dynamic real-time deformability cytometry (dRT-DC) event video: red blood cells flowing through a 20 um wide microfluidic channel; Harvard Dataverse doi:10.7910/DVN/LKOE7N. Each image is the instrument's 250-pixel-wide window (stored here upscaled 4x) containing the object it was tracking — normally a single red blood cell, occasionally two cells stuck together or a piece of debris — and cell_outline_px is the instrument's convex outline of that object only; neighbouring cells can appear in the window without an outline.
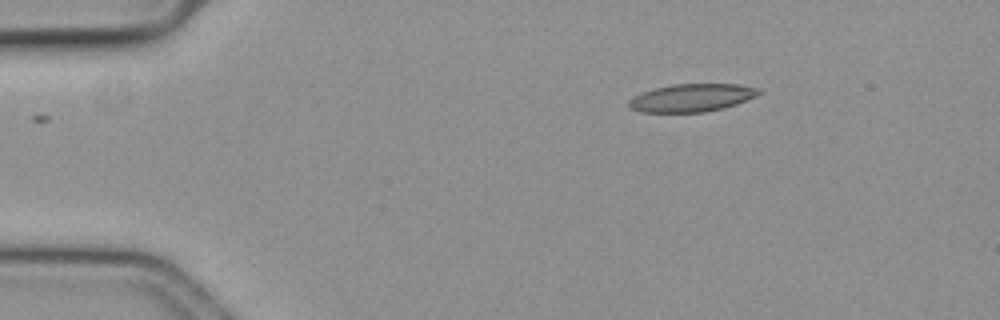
{"species": "common noctule bat (a hibernating species)", "species_latin": "Nyctalus noctula", "temperature_condition": "cold", "stored_images_in_passage": 50, "camera_frame_rate_fps": 3000, "um_per_image_px": 0.085, "animal": {"sex": "female", "body_mass_g": 19.3, "forearm_length_mm": 54.1}, "frame": {"image": 1, "passage_image": 1, "time_ms": 0.0, "image_size_px": [1000, 320], "cell_outline_px": [[764, 92], [756, 96], [736, 104], [724, 108], [704, 112], [640, 112], [632, 108], [628, 104], [628, 100], [644, 92], [656, 88], [672, 84], [736, 84], [760, 88]], "centroid_in_image_um": [58.86, 8.31], "position_along_channel_um": 26.1, "area_um2": 20.98}}
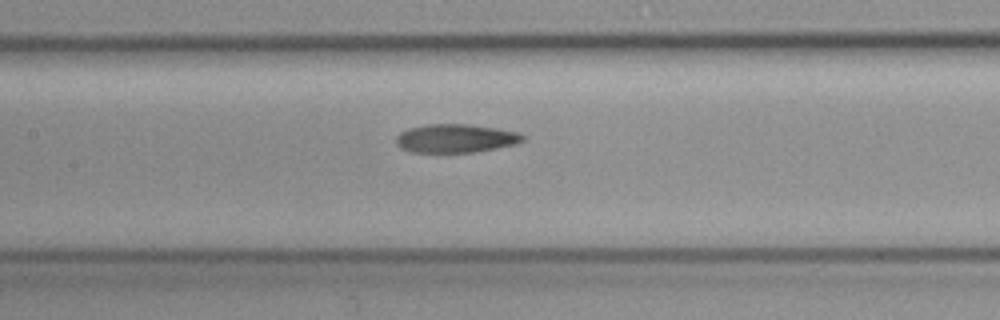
{"frame": {"image": 2, "passage_image": 19, "time_ms": 6.0, "image_size_px": [1000, 320], "cell_outline_px": [[528, 136], [524, 140], [512, 144], [496, 148], [472, 152], [412, 152], [400, 148], [396, 144], [396, 136], [400, 132], [412, 128], [428, 124], [472, 124], [520, 132]], "centroid_in_image_um": [38.75, 11.75], "position_along_channel_um": 168.6, "area_um2": 21.04}}
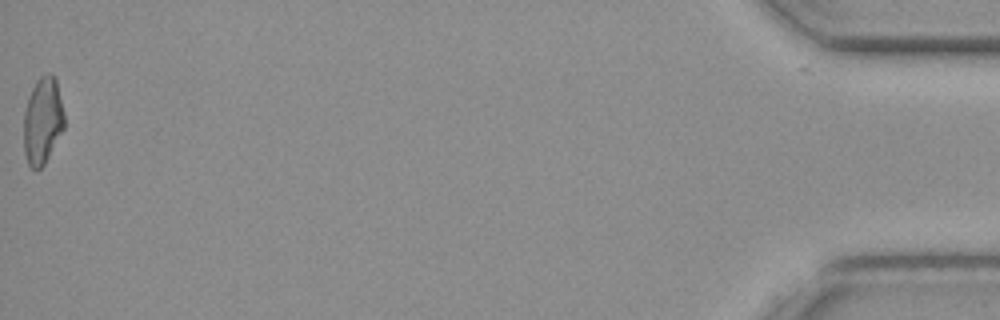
{"frame": {"image": 3, "passage_image": 50, "time_ms": 16.333, "image_size_px": [1000, 320], "cell_outline_px": [[64, 128], [44, 164], [36, 172], [28, 164], [24, 152], [24, 112], [28, 96], [36, 80], [40, 76], [48, 72], [52, 72], [56, 80], [64, 112]], "centroid_in_image_um": [3.62, 10.24], "position_along_channel_um": 431.6, "area_um2": 20.63}}